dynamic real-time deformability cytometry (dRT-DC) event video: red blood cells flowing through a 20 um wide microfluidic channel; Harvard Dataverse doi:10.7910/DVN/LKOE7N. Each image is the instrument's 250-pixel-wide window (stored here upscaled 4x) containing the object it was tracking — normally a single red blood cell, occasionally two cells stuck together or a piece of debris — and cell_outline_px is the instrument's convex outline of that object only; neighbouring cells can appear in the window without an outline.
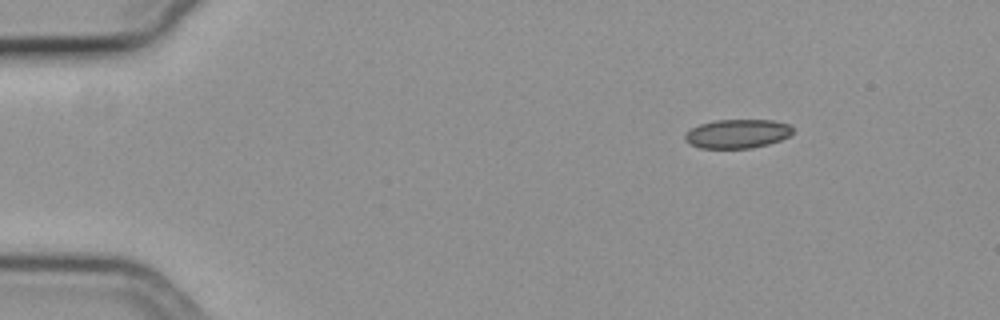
{"species": "common noctule bat (a hibernating species)", "species_latin": "Nyctalus noctula", "temperature_condition": "cold", "stored_images_in_passage": 49, "camera_frame_rate_fps": 3000, "um_per_image_px": 0.085, "animal": {"sex": "female", "body_mass_g": 19.3, "forearm_length_mm": 54.1}, "frame": {"image": 1, "passage_image": 1, "time_ms": 0.0, "image_size_px": [1000, 320], "cell_outline_px": [[792, 132], [788, 136], [780, 140], [768, 144], [748, 148], [700, 148], [684, 140], [684, 136], [692, 128], [700, 124], [716, 120], [772, 120], [792, 124]], "centroid_in_image_um": [62.69, 11.36], "position_along_channel_um": 22.3, "area_um2": 18.03}}
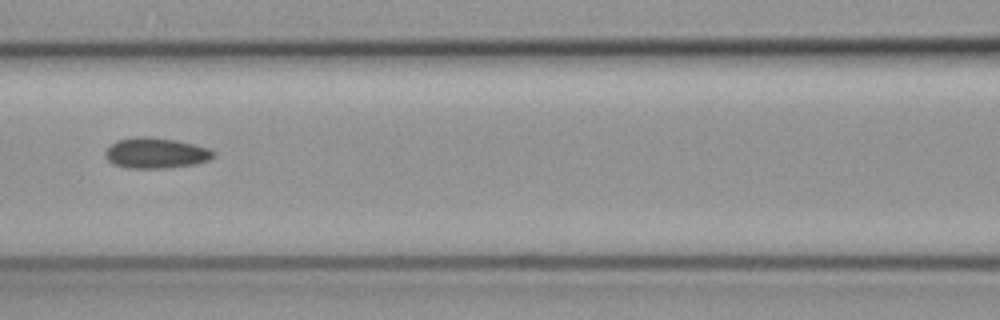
{"frame": {"image": 2, "passage_image": 19, "time_ms": 6.0, "image_size_px": [1000, 320], "cell_outline_px": [[212, 156], [208, 160], [196, 164], [164, 168], [128, 168], [112, 164], [104, 156], [104, 152], [116, 140], [136, 136], [148, 136], [176, 140], [208, 148], [212, 152]], "centroid_in_image_um": [13.17, 13.0], "position_along_channel_um": 153.4, "area_um2": 19.19}}
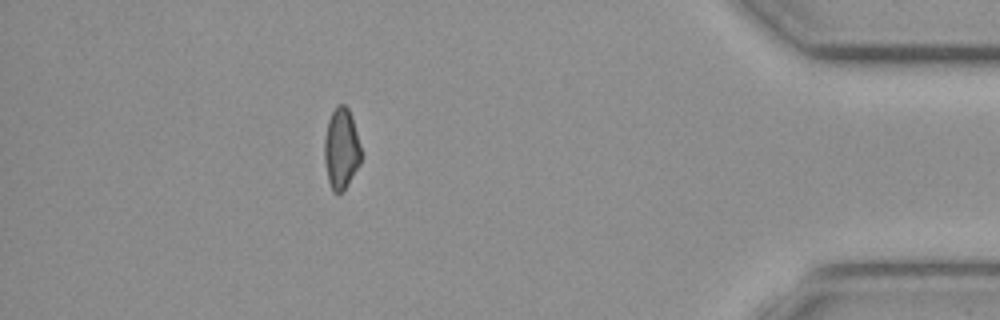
{"frame": {"image": 3, "passage_image": 43, "time_ms": 14.0, "image_size_px": [1000, 320], "cell_outline_px": [[364, 156], [360, 164], [348, 184], [340, 192], [332, 192], [328, 180], [324, 160], [324, 136], [328, 120], [332, 112], [340, 104], [344, 104], [348, 108], [352, 116]], "centroid_in_image_um": [29.03, 12.64], "position_along_channel_um": 406.2, "area_um2": 17.57}}